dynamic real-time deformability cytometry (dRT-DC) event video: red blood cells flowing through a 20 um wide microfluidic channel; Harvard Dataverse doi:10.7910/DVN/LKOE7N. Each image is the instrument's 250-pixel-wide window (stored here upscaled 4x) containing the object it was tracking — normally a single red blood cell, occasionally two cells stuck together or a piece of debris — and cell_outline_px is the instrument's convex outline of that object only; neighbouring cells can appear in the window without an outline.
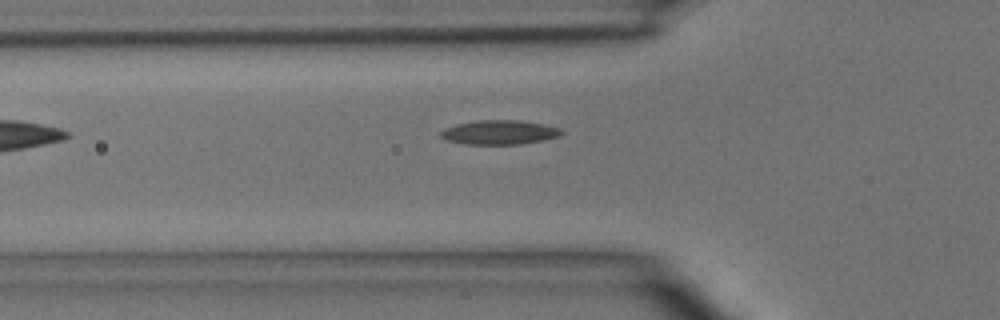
{"species": "common noctule bat (a hibernating species)", "species_latin": "Nyctalus noctula", "temperature_condition": "room temperature", "stored_images_in_passage": 2, "camera_frame_rate_fps": 3000, "um_per_image_px": 0.085, "animal": {"sex": "male", "body_mass_g": 15.6}, "frame": {"image": 1, "passage_image": 2, "time_ms": 2.0, "image_size_px": [1000, 320], "cell_outline_px": [[564, 132], [560, 136], [544, 140], [520, 144], [464, 144], [448, 140], [440, 136], [440, 132], [444, 128], [456, 124], [476, 120], [520, 120], [544, 124], [560, 128]], "centroid_in_image_um": [42.47, 11.24], "position_along_channel_um": 83.3, "area_um2": 17.17}}